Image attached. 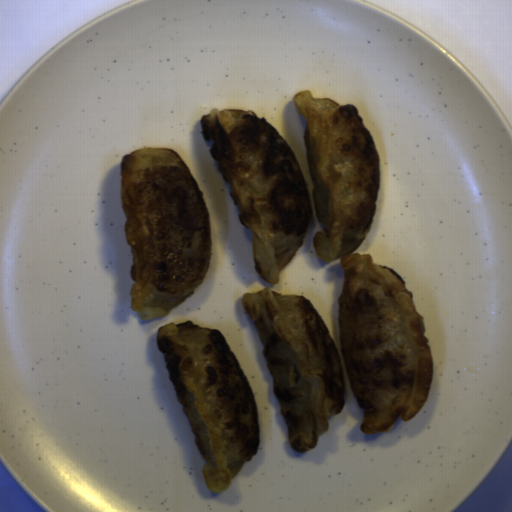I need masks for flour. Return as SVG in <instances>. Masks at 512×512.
Returning a JSON list of instances; mask_svg holds the SVG:
<instances>
[{"mask_svg": "<svg viewBox=\"0 0 512 512\" xmlns=\"http://www.w3.org/2000/svg\"><path fill=\"white\" fill-rule=\"evenodd\" d=\"M293 101L304 118L303 143L317 220L312 238L322 262L339 259L341 352L365 435L412 419L429 398L433 360L424 317L399 274L354 253L374 222L380 180L375 143L357 107L303 90Z\"/></svg>", "mask_w": 512, "mask_h": 512, "instance_id": "obj_1", "label": "flour"}, {"mask_svg": "<svg viewBox=\"0 0 512 512\" xmlns=\"http://www.w3.org/2000/svg\"><path fill=\"white\" fill-rule=\"evenodd\" d=\"M121 207L133 280L129 308L143 321L162 317L203 285L212 256V226L203 193L170 148L122 156Z\"/></svg>", "mask_w": 512, "mask_h": 512, "instance_id": "obj_2", "label": "flour"}, {"mask_svg": "<svg viewBox=\"0 0 512 512\" xmlns=\"http://www.w3.org/2000/svg\"><path fill=\"white\" fill-rule=\"evenodd\" d=\"M242 225L251 232L252 260L265 282L281 271L305 242L312 203L303 174L284 137L253 111L212 109L200 120Z\"/></svg>", "mask_w": 512, "mask_h": 512, "instance_id": "obj_3", "label": "flour"}, {"mask_svg": "<svg viewBox=\"0 0 512 512\" xmlns=\"http://www.w3.org/2000/svg\"><path fill=\"white\" fill-rule=\"evenodd\" d=\"M157 349L203 459L208 491L224 493L259 450L258 408L219 330L190 320L159 328Z\"/></svg>", "mask_w": 512, "mask_h": 512, "instance_id": "obj_4", "label": "flour"}, {"mask_svg": "<svg viewBox=\"0 0 512 512\" xmlns=\"http://www.w3.org/2000/svg\"><path fill=\"white\" fill-rule=\"evenodd\" d=\"M240 304L258 331L287 440L307 453L346 406L338 348L319 313L302 295L272 288L245 293Z\"/></svg>", "mask_w": 512, "mask_h": 512, "instance_id": "obj_5", "label": "flour"}]
</instances>
